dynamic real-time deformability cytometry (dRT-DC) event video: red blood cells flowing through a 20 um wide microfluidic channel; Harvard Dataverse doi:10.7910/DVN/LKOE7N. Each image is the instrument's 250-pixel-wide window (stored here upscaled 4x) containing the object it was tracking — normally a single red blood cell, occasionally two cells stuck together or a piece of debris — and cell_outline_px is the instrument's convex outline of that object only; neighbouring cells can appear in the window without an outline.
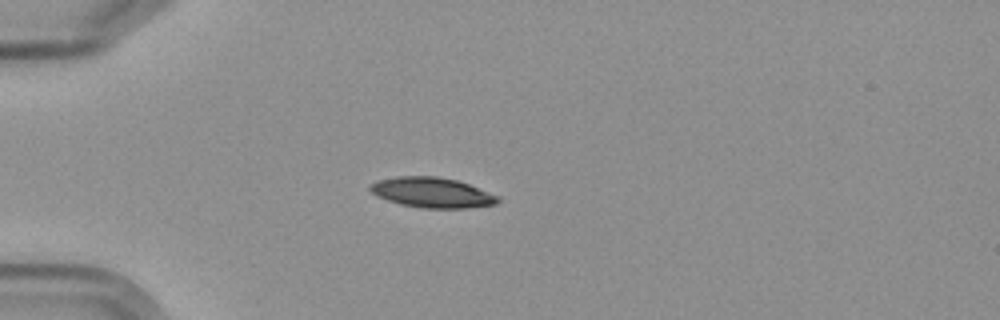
{"species": "Egyptian fruit bat (a non-hibernating species)", "species_latin": "Rousettus aegyptiacus", "temperature_condition": "cold", "stored_images_in_passage": 4, "camera_frame_rate_fps": 3000, "um_per_image_px": 0.085, "frame": {"image": 1, "passage_image": 4, "time_ms": 3.333, "image_size_px": [1000, 320], "cell_outline_px": [[500, 200], [496, 204], [468, 208], [420, 208], [400, 204], [376, 196], [368, 188], [368, 184], [380, 180], [396, 176], [436, 176], [456, 180], [468, 184], [500, 196]], "centroid_in_image_um": [36.72, 16.37], "position_along_channel_um": 48.3, "area_um2": 22.54}}